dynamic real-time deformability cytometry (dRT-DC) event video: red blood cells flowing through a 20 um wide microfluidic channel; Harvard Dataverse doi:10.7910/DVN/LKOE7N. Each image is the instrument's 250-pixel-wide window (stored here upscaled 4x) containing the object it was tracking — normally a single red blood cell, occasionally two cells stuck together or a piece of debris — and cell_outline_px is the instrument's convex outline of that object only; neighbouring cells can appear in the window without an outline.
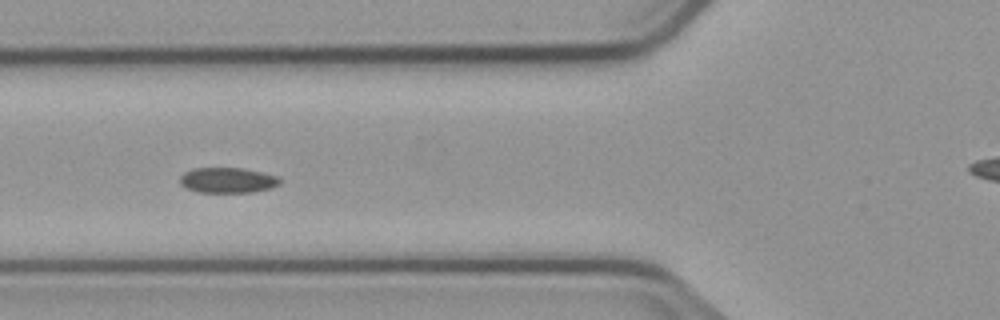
{"species": "common noctule bat (a hibernating species)", "species_latin": "Nyctalus noctula", "temperature_condition": "cold", "stored_images_in_passage": 8, "camera_frame_rate_fps": 3000, "um_per_image_px": 0.085, "animal": {"sex": "male", "body_mass_g": 23.1, "forearm_length_mm": 52.7}, "frame": {"image": 1, "passage_image": 4, "time_ms": 4.0, "image_size_px": [1000, 320], "cell_outline_px": [[280, 184], [272, 188], [252, 192], [200, 192], [184, 188], [180, 184], [180, 176], [184, 172], [192, 168], [244, 168], [276, 176], [280, 180]], "centroid_in_image_um": [19.31, 15.32], "position_along_channel_um": 106.5, "area_um2": 14.8}}
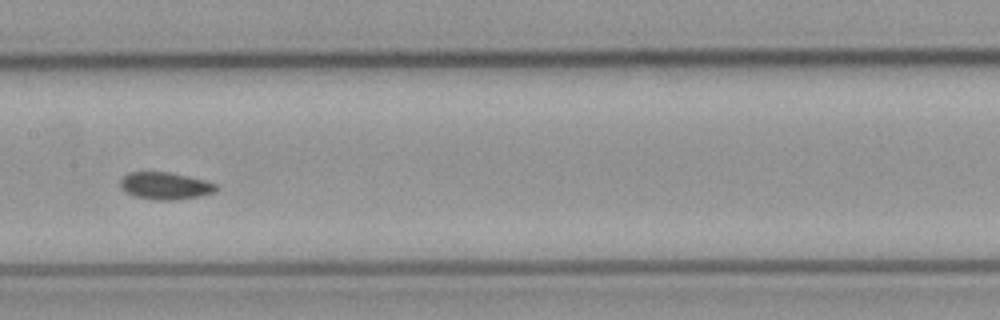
{"frame": {"image": 2, "passage_image": 6, "time_ms": 6.333, "image_size_px": [1000, 320], "cell_outline_px": [[220, 188], [216, 192], [200, 196], [172, 200], [156, 200], [136, 196], [128, 192], [120, 184], [120, 180], [128, 172], [168, 172], [188, 176], [204, 180], [216, 184]], "centroid_in_image_um": [14.1, 15.79], "position_along_channel_um": 193.3, "area_um2": 15.03}}
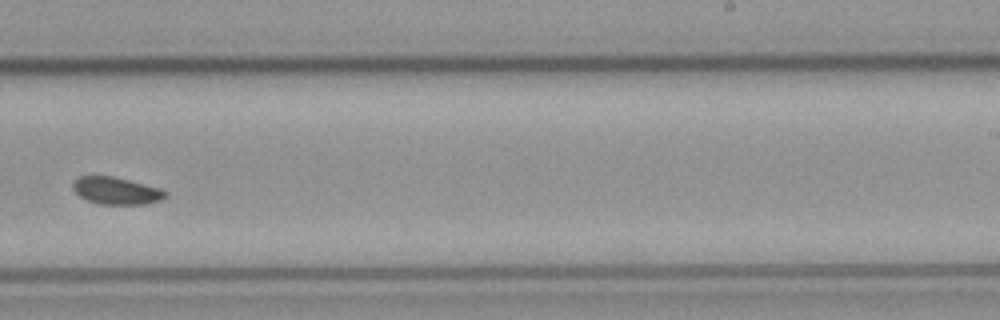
{"frame": {"image": 3, "passage_image": 8, "time_ms": 8.667, "image_size_px": [1000, 320], "cell_outline_px": [[168, 196], [160, 200], [144, 204], [100, 204], [88, 200], [80, 196], [72, 188], [72, 184], [80, 176], [112, 176], [164, 188], [168, 192]], "centroid_in_image_um": [9.95, 16.21], "position_along_channel_um": 279.1, "area_um2": 14.74}}